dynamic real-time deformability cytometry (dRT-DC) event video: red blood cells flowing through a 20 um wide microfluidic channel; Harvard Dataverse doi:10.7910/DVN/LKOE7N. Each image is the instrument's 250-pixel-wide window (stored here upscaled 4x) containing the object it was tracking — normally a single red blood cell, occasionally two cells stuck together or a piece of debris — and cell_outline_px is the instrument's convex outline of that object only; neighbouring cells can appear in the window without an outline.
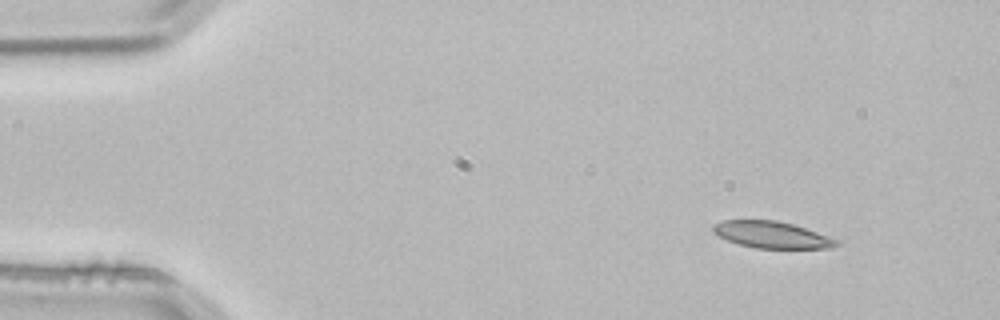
{"species": "common noctule bat (a hibernating species)", "species_latin": "Nyctalus noctula", "temperature_condition": "room temperature", "stored_images_in_passage": 3, "camera_frame_rate_fps": 3000, "um_per_image_px": 0.085, "animal": {"sex": "male", "body_mass_g": 21.5, "forearm_length_mm": 52.0}, "frame": {"image": 1, "passage_image": 1, "time_ms": 0.0, "image_size_px": [1000, 320], "cell_outline_px": [[840, 244], [832, 248], [756, 248], [740, 244], [728, 240], [712, 232], [712, 224], [724, 220], [776, 220], [792, 224], [840, 240]], "centroid_in_image_um": [65.61, 19.95], "position_along_channel_um": 19.4, "area_um2": 19.07}}
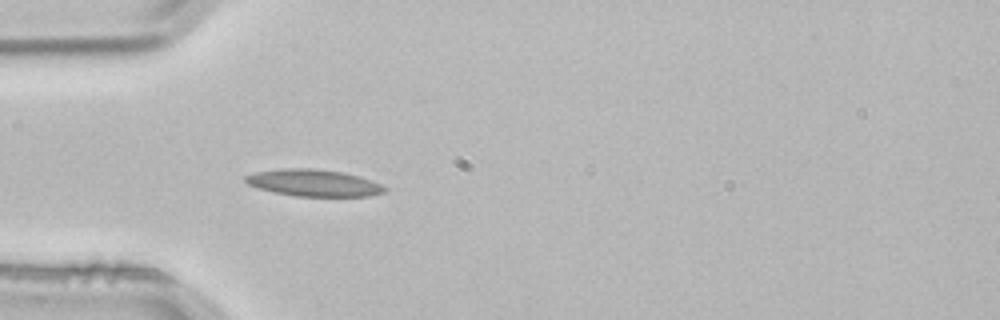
{"frame": {"image": 2, "passage_image": 3, "time_ms": 0.667, "image_size_px": [1000, 320], "cell_outline_px": [[388, 188], [384, 192], [368, 196], [296, 196], [272, 192], [248, 184], [244, 180], [244, 176], [256, 172], [280, 168], [308, 168], [340, 172], [360, 176], [380, 184]], "centroid_in_image_um": [26.64, 15.54], "position_along_channel_um": 58.4, "area_um2": 21.62}}